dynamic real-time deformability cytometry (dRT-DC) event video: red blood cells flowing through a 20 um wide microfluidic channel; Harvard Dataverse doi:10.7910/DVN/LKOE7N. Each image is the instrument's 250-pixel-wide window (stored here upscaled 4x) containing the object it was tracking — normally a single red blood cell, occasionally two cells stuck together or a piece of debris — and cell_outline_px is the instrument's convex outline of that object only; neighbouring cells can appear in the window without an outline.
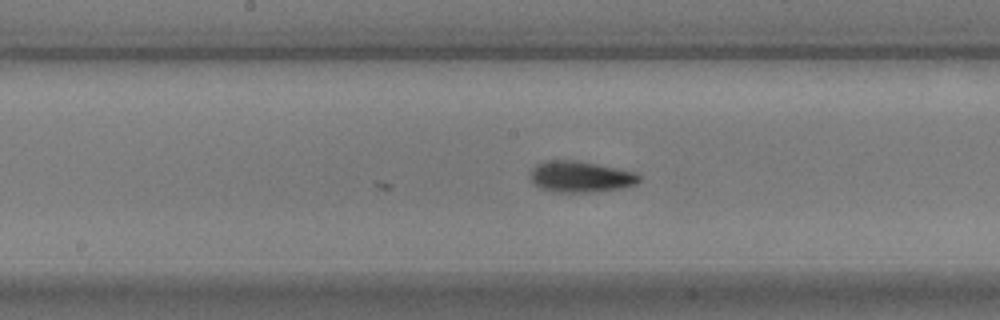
{"species": "common noctule bat (a hibernating species)", "species_latin": "Nyctalus noctula", "temperature_condition": "warm", "stored_images_in_passage": 14, "camera_frame_rate_fps": 3000, "um_per_image_px": 0.085, "animal": {"sex": "male", "body_mass_g": 17.9}, "frame": {"image": 1, "passage_image": 14, "time_ms": 4.333, "image_size_px": [1000, 320], "cell_outline_px": [[640, 180], [636, 184], [620, 188], [584, 192], [552, 192], [540, 188], [532, 184], [532, 168], [536, 164], [548, 160], [576, 160], [636, 172], [640, 176]], "centroid_in_image_um": [49.32, 15.02], "position_along_channel_um": 198.9, "area_um2": 19.59}}